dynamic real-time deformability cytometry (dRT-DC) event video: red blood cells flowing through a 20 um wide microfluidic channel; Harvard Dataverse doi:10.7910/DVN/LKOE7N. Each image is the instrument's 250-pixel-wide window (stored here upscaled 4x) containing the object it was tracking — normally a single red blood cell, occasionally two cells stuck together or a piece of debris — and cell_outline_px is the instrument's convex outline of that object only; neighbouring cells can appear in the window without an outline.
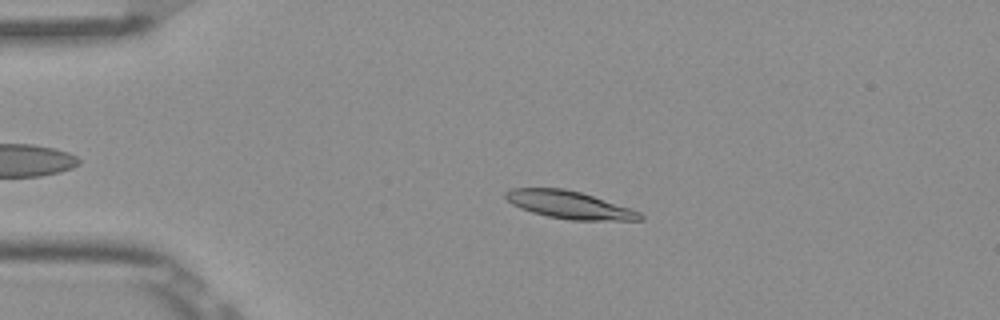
{"species": "Egyptian fruit bat (a non-hibernating species)", "species_latin": "Rousettus aegyptiacus", "temperature_condition": "room temperature", "stored_images_in_passage": 4, "camera_frame_rate_fps": 3000, "um_per_image_px": 0.085, "frame": {"image": 1, "passage_image": 3, "time_ms": 0.667, "image_size_px": [1000, 320], "cell_outline_px": [[644, 220], [572, 220], [548, 216], [532, 212], [520, 208], [512, 204], [504, 196], [504, 192], [512, 188], [564, 188], [580, 192], [640, 212], [644, 216]], "centroid_in_image_um": [48.35, 17.41], "position_along_channel_um": 36.6, "area_um2": 21.33}}